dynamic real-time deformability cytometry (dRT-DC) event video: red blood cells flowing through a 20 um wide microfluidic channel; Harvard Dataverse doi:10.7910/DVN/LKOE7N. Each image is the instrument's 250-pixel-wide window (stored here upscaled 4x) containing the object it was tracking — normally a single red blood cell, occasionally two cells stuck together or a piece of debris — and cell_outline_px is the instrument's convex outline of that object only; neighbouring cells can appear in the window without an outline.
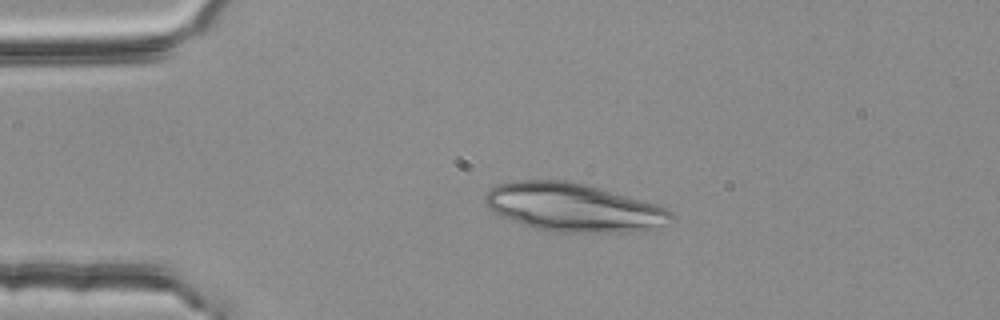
{"species": "common noctule bat (a hibernating species)", "species_latin": "Nyctalus noctula", "temperature_condition": "room temperature", "stored_images_in_passage": 43, "camera_frame_rate_fps": 3000, "um_per_image_px": 0.085, "animal": {"sex": "female", "body_mass_g": 25.1}, "frame": {"image": 1, "passage_image": 2, "time_ms": 0.333, "image_size_px": [1000, 320], "cell_outline_px": [[676, 220], [668, 224], [644, 232], [552, 232], [536, 228], [500, 216], [488, 208], [484, 204], [484, 196], [492, 188], [500, 184], [516, 180], [572, 180], [644, 200], [656, 204], [672, 212], [676, 216]], "centroid_in_image_um": [48.81, 17.64], "position_along_channel_um": 36.2, "area_um2": 52.94}}
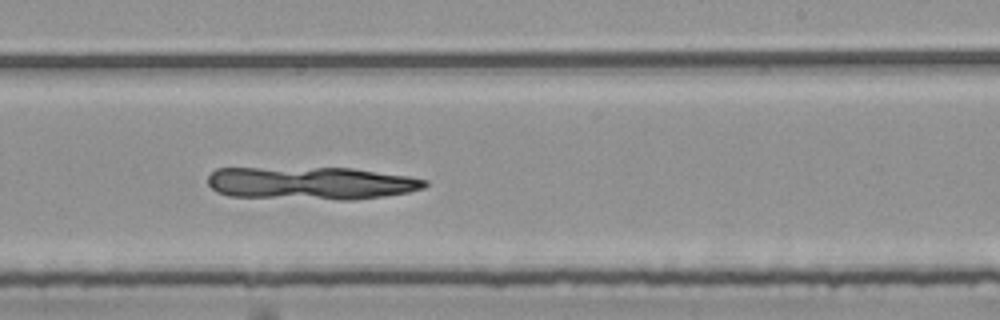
{"frame": {"image": 2, "passage_image": 23, "time_ms": 7.333, "image_size_px": [1000, 320], "cell_outline_px": [[428, 184], [424, 188], [408, 192], [384, 196], [356, 200], [336, 200], [228, 196], [216, 192], [208, 184], [208, 176], [216, 168], [352, 168], [408, 176], [428, 180]], "centroid_in_image_um": [26.44, 15.58], "position_along_channel_um": 262.6, "area_um2": 41.79}}
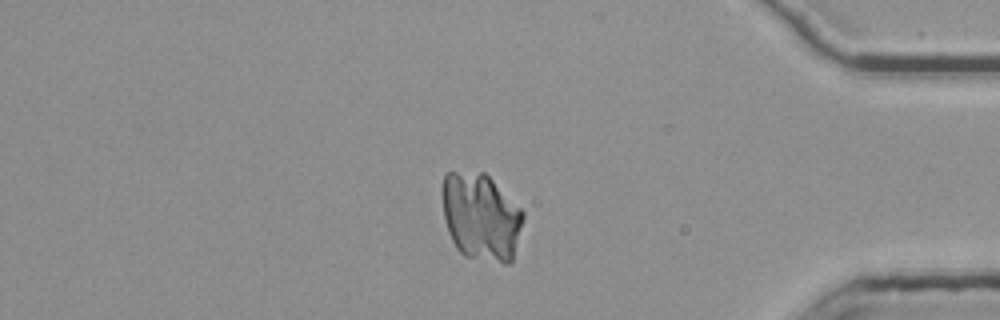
{"frame": {"image": 3, "passage_image": 36, "time_ms": 11.667, "image_size_px": [1000, 320], "cell_outline_px": [[524, 220], [512, 260], [508, 264], [504, 264], [464, 256], [456, 248], [448, 232], [444, 220], [444, 172], [484, 172], [524, 212]], "centroid_in_image_um": [40.89, 18.46], "position_along_channel_um": 394.3, "area_um2": 40.92}}